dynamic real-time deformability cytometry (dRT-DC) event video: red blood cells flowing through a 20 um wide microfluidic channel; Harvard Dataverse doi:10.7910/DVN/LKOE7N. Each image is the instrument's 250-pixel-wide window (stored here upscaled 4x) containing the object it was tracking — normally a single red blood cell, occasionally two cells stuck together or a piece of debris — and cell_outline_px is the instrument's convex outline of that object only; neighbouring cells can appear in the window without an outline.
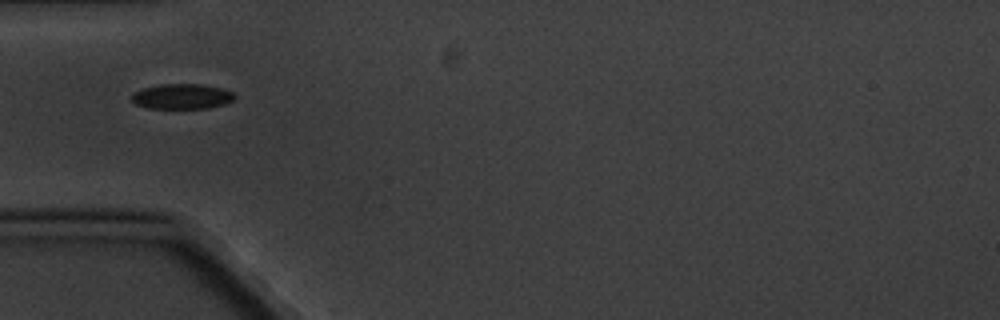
{"species": "common noctule bat (a hibernating species)", "species_latin": "Nyctalus noctula", "temperature_condition": "cold", "stored_images_in_passage": 8, "segment_of_instrument_passage": [2, 2], "camera_frame_rate_fps": 3000, "um_per_image_px": 0.085, "animal": {"sex": "male", "body_mass_g": 20.1, "forearm_length_mm": 53.5}, "frame": {"image": 1, "passage_image": 6, "time_ms": 6.0, "image_size_px": [1000, 320], "cell_outline_px": [[236, 96], [232, 100], [224, 104], [208, 108], [148, 108], [136, 104], [132, 100], [132, 92], [144, 88], [160, 84], [200, 84], [220, 88], [232, 92]], "centroid_in_image_um": [15.44, 8.19], "position_along_channel_um": 69.6, "area_um2": 14.97}}